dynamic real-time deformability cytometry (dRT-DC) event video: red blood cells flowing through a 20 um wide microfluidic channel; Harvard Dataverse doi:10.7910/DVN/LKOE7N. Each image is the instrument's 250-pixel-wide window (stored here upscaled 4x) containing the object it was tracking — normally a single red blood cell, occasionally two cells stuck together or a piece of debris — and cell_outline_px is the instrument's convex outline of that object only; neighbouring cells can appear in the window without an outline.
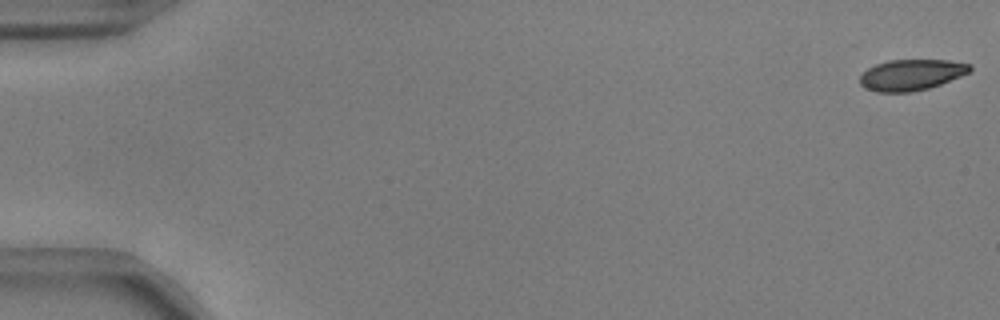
{"species": "common noctule bat (a hibernating species)", "species_latin": "Nyctalus noctula", "temperature_condition": "warm", "stored_images_in_passage": 50, "camera_frame_rate_fps": 3000, "um_per_image_px": 0.085, "animal": {"sex": "male", "body_mass_g": 17.9, "forearm_length_mm": 54.2}, "frame": {"image": 1, "passage_image": 1, "time_ms": 0.0, "image_size_px": [1000, 320], "cell_outline_px": [[972, 68], [968, 72], [960, 76], [940, 84], [928, 88], [912, 92], [876, 92], [864, 88], [860, 84], [860, 76], [868, 68], [876, 64], [888, 60], [948, 60], [972, 64]], "centroid_in_image_um": [77.44, 6.36], "position_along_channel_um": 7.6, "area_um2": 19.83}}
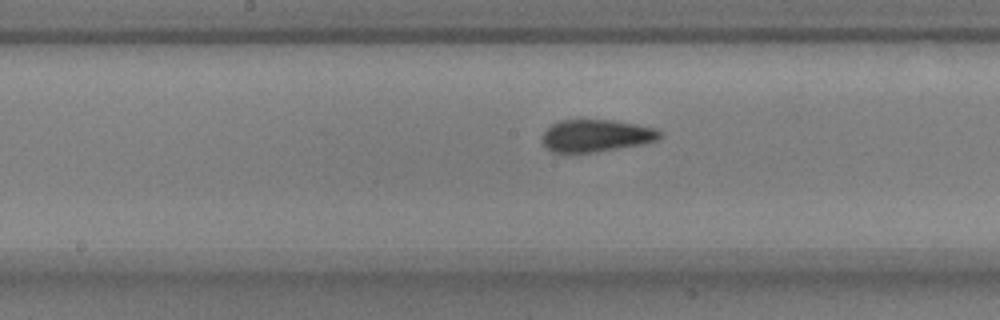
{"frame": {"image": 2, "passage_image": 29, "time_ms": 9.333, "image_size_px": [1000, 320], "cell_outline_px": [[664, 136], [656, 140], [640, 144], [592, 152], [552, 152], [540, 140], [540, 136], [552, 124], [560, 120], [612, 120], [636, 124], [656, 128], [664, 132]], "centroid_in_image_um": [50.68, 11.52], "position_along_channel_um": 197.5, "area_um2": 22.02}}
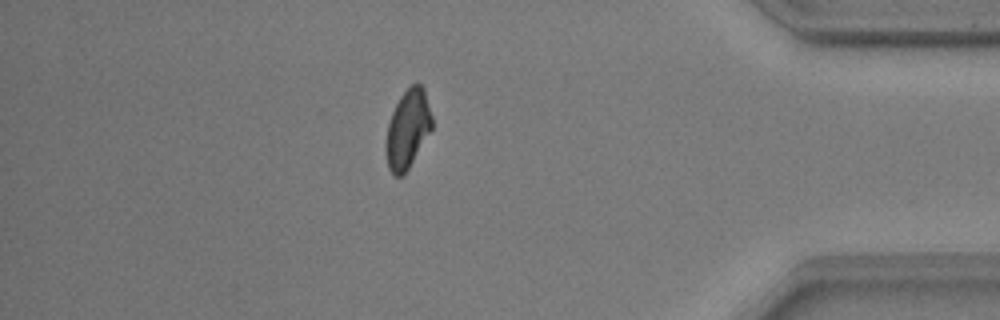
{"frame": {"image": 3, "passage_image": 48, "time_ms": 15.667, "image_size_px": [1000, 320], "cell_outline_px": [[432, 128], [404, 176], [396, 176], [388, 168], [384, 144], [388, 124], [392, 112], [400, 96], [412, 84], [420, 84], [424, 88], [432, 116]], "centroid_in_image_um": [34.64, 10.99], "position_along_channel_um": 400.6, "area_um2": 21.04}, "authors_computed_cell_mechanics": {"area_um2": 21.8195, "velocity_mm_per_s": 3.7248, "shape_relaxation_time_tau1_ms": 5.3255, "shape_relaxation_time_tau2_ms": 0.9001, "deformation_change_tau1": 0.1398, "deformation_change_tau2": 0.0551}}